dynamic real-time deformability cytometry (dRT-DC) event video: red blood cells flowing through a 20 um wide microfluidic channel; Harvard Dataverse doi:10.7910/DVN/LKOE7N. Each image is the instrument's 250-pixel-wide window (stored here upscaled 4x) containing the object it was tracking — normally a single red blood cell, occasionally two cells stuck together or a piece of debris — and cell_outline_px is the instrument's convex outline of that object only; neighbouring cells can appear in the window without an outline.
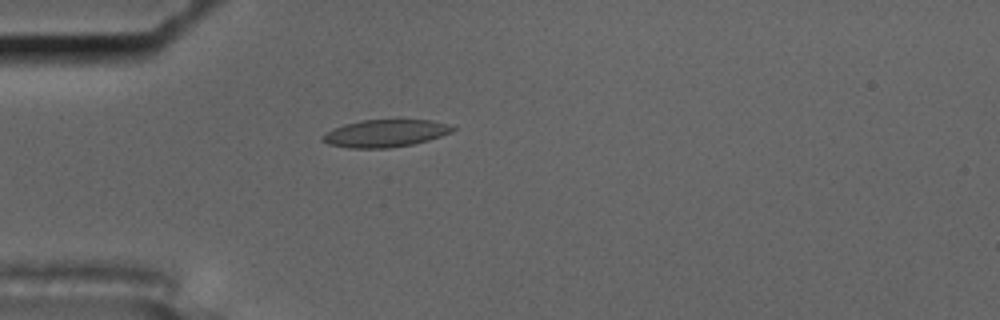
{"species": "common noctule bat (a hibernating species)", "species_latin": "Nyctalus noctula", "temperature_condition": "cold", "stored_images_in_passage": 5, "camera_frame_rate_fps": 3000, "um_per_image_px": 0.085, "animal": {"sex": "male", "body_mass_g": 17.5, "forearm_length_mm": 52.3}, "frame": {"image": 1, "passage_image": 5, "time_ms": 5.333, "image_size_px": [1000, 320], "cell_outline_px": [[456, 128], [452, 132], [428, 140], [412, 144], [388, 148], [348, 148], [328, 144], [320, 140], [320, 136], [332, 128], [344, 124], [364, 120], [432, 120], [448, 124]], "centroid_in_image_um": [32.7, 11.33], "position_along_channel_um": 52.3, "area_um2": 20.81}}